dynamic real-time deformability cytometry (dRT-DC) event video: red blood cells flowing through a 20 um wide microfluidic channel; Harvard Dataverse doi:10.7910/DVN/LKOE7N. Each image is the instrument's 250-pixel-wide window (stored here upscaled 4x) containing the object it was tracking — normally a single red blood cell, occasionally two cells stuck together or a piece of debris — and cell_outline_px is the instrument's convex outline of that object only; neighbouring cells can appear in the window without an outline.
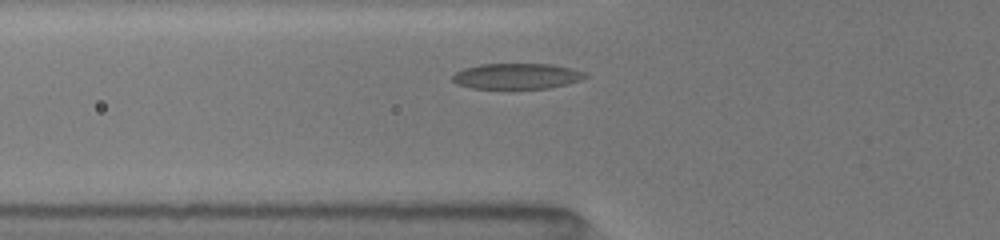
{"species": "common noctule bat (a hibernating species)", "species_latin": "Nyctalus noctula", "temperature_condition": "room temperature", "stored_images_in_passage": 4, "camera_frame_rate_fps": 3000, "um_per_image_px": 0.085, "animal": {"sex": "female", "body_mass_g": 19.5, "forearm_length_mm": 54.1}, "frame": {"image": 1, "passage_image": 4, "time_ms": 2.667, "image_size_px": [1000, 240], "cell_outline_px": [[588, 76], [580, 80], [548, 88], [472, 88], [456, 84], [452, 80], [452, 76], [456, 72], [464, 68], [480, 64], [552, 64], [572, 68], [584, 72]], "centroid_in_image_um": [43.9, 6.46], "position_along_channel_um": 81.9, "area_um2": 19.71}}